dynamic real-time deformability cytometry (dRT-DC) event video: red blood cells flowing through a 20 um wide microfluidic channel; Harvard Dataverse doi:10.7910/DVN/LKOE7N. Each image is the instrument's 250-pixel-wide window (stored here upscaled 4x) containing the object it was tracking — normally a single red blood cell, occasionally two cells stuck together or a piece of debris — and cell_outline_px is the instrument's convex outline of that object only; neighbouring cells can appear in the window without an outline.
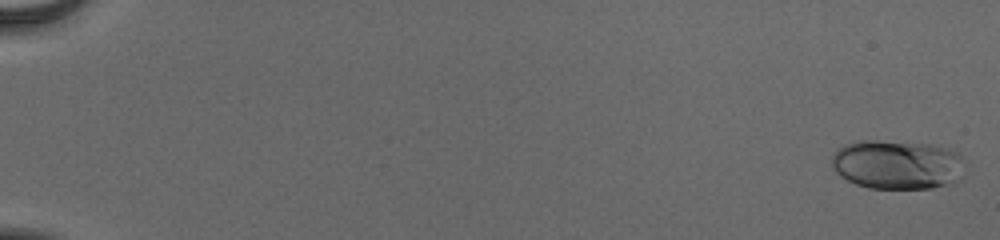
{"species": "human", "species_latin": "Homo sapiens", "temperature_condition": "cold", "stored_images_in_passage": 55, "camera_frame_rate_fps": 3000, "um_per_image_px": 0.085, "donor": {"sex": "male"}, "frame": {"image": 1, "passage_image": 1, "time_ms": 0.0, "image_size_px": [1000, 240], "cell_outline_px": [[964, 176], [960, 180], [952, 184], [932, 188], [868, 188], [856, 184], [840, 176], [832, 168], [832, 156], [836, 148], [844, 144], [856, 140], [876, 140], [928, 144], [948, 148], [956, 152], [960, 156]], "centroid_in_image_um": [76.24, 13.99], "position_along_channel_um": 8.8, "area_um2": 38.61}}
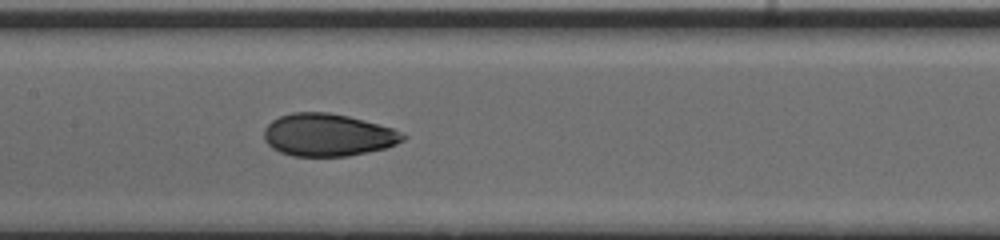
{"frame": {"image": 2, "passage_image": 30, "time_ms": 9.667, "image_size_px": [1000, 240], "cell_outline_px": [[408, 136], [404, 140], [396, 144], [384, 148], [348, 156], [292, 156], [280, 152], [272, 148], [264, 140], [264, 128], [272, 120], [280, 116], [292, 112], [328, 112], [348, 116], [364, 120], [392, 128]], "centroid_in_image_um": [27.85, 11.47], "position_along_channel_um": 179.6, "area_um2": 34.39}}
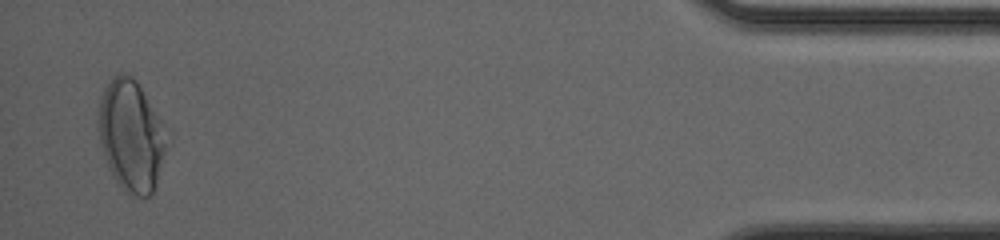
{"frame": {"image": 3, "passage_image": 54, "time_ms": 17.667, "image_size_px": [1000, 240], "cell_outline_px": [[172, 136], [152, 196], [136, 196], [124, 192], [112, 176], [100, 140], [96, 108], [112, 76], [120, 72], [124, 72], [132, 76], [136, 80], [172, 128]], "centroid_in_image_um": [11.26, 11.5], "position_along_channel_um": 423.9, "area_um2": 46.12}, "authors_computed_cell_mechanics": {"area_um2": 35.0268, "velocity_mm_per_s": 3.9028, "shape_relaxation_time_tau1_ms": 5.2808, "shape_relaxation_time_tau2_ms": 0.9359, "deformation_change_tau1": 0.1575, "deformation_change_tau2": 0.0522}}